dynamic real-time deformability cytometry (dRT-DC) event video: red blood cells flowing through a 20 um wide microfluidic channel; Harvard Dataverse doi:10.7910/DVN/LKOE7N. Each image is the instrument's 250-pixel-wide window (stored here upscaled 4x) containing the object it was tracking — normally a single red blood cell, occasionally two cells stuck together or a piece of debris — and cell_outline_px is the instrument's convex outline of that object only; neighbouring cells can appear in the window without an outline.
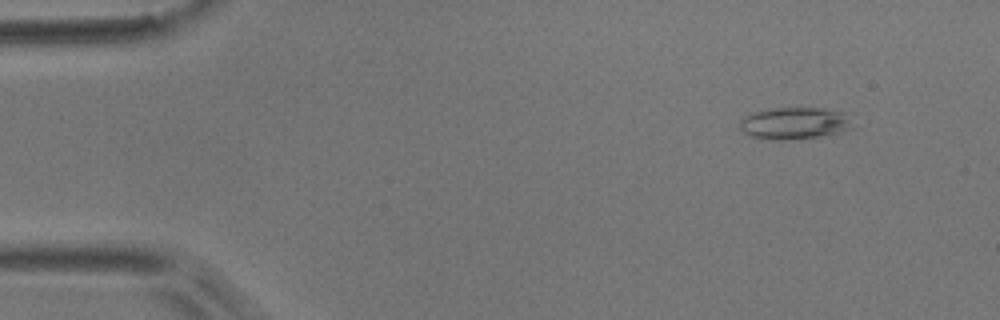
{"species": "common noctule bat (a hibernating species)", "species_latin": "Nyctalus noctula", "temperature_condition": "room temperature", "stored_images_in_passage": 5, "camera_frame_rate_fps": 3000, "um_per_image_px": 0.085, "animal": {"sex": "male", "body_mass_g": 17.9}, "frame": {"image": 1, "passage_image": 1, "time_ms": 0.0, "image_size_px": [1000, 320], "cell_outline_px": [[852, 128], [820, 136], [784, 140], [772, 140], [752, 136], [744, 132], [740, 128], [740, 120], [744, 116], [756, 112], [776, 108], [820, 108], [844, 112]], "centroid_in_image_um": [67.48, 10.48], "position_along_channel_um": 17.5, "area_um2": 20.46}}